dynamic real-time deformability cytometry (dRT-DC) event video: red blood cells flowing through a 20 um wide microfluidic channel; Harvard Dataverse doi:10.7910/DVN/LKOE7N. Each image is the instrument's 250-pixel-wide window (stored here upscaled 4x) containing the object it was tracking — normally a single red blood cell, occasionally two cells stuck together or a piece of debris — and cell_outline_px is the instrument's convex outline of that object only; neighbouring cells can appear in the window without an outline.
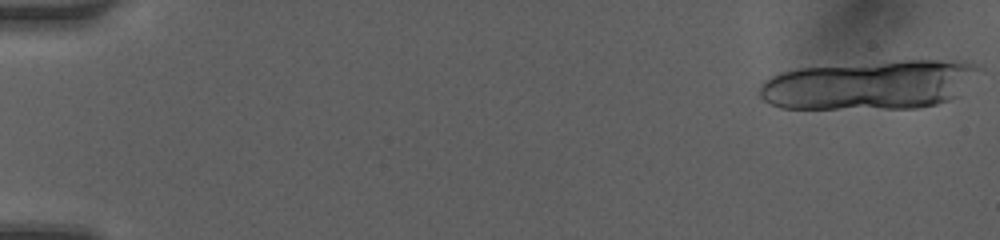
{"species": "human", "species_latin": "Homo sapiens", "temperature_condition": "room temperature", "stored_images_in_passage": 16, "camera_frame_rate_fps": 3000, "um_per_image_px": 0.085, "donor": {"sex": "female"}, "frame": {"image": 1, "passage_image": 1, "time_ms": 0.0, "image_size_px": [1000, 240], "cell_outline_px": [[984, 68], [960, 96], [936, 104], [916, 108], [780, 108], [768, 104], [760, 96], [760, 84], [764, 80], [780, 72], [800, 68], [904, 60], [972, 60], [980, 64]], "centroid_in_image_um": [74.04, 7.2], "position_along_channel_um": 11.0, "area_um2": 63.64}}
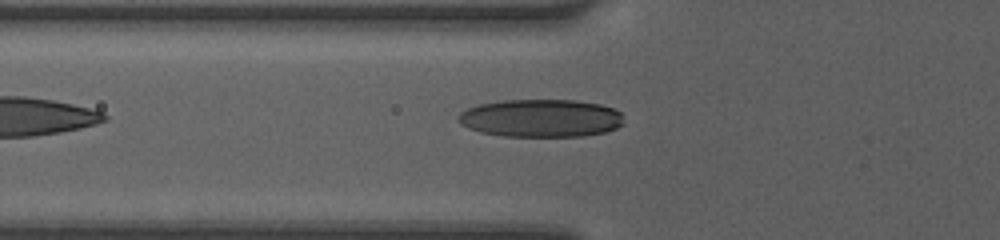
{"frame": {"image": 2, "passage_image": 16, "time_ms": 5.0, "image_size_px": [1000, 240], "cell_outline_px": [[624, 124], [616, 128], [604, 132], [584, 136], [504, 136], [480, 132], [468, 128], [460, 124], [456, 116], [460, 112], [476, 104], [500, 100], [576, 100], [600, 104], [612, 108], [620, 112]], "centroid_in_image_um": [45.94, 10.04], "position_along_channel_um": 79.9, "area_um2": 36.76}}